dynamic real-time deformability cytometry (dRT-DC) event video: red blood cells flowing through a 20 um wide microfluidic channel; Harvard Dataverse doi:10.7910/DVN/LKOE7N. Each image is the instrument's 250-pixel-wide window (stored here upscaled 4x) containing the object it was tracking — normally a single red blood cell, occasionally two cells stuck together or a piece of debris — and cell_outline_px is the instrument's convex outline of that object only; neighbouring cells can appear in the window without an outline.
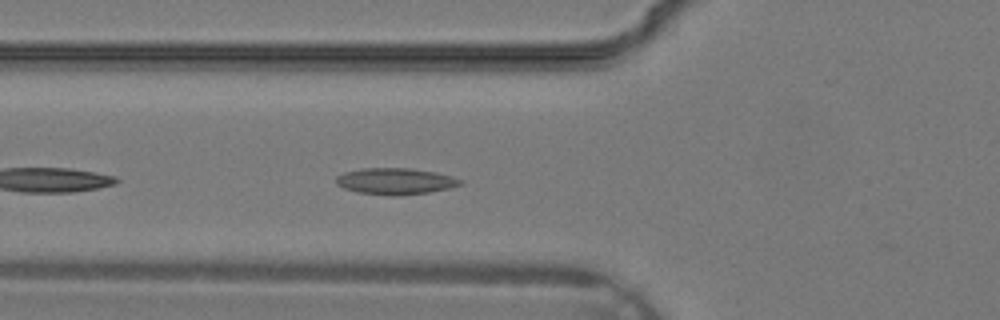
{"species": "common noctule bat (a hibernating species)", "species_latin": "Nyctalus noctula", "temperature_condition": "warm", "stored_images_in_passage": 15, "camera_frame_rate_fps": 3000, "um_per_image_px": 0.085, "animal": {"sex": "male", "body_mass_g": 19.2, "forearm_length_mm": 51.8}, "frame": {"image": 1, "passage_image": 3, "time_ms": 0.667, "image_size_px": [1000, 320], "cell_outline_px": [[464, 184], [448, 188], [428, 192], [400, 196], [396, 196], [360, 192], [344, 188], [336, 184], [336, 176], [344, 172], [360, 168], [412, 168], [436, 172], [452, 176], [464, 180]], "centroid_in_image_um": [33.64, 15.39], "position_along_channel_um": 92.2, "area_um2": 19.19}}
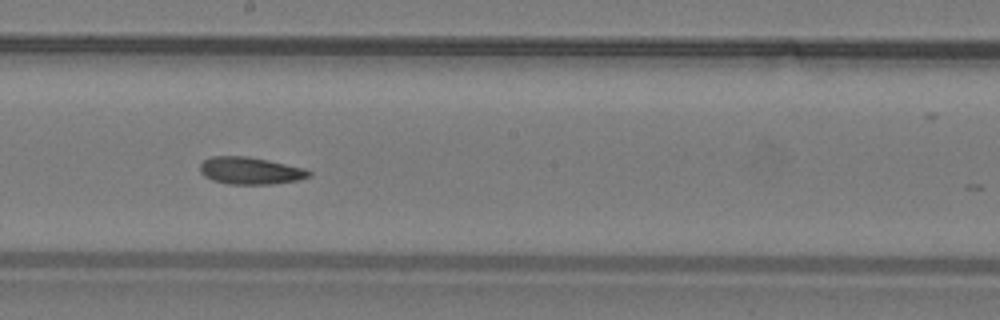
{"frame": {"image": 2, "passage_image": 10, "time_ms": 3.0, "image_size_px": [1000, 320], "cell_outline_px": [[312, 176], [296, 180], [272, 184], [228, 184], [212, 180], [204, 176], [200, 172], [200, 164], [204, 160], [212, 156], [248, 156], [268, 160], [304, 168], [312, 172]], "centroid_in_image_um": [21.26, 14.51], "position_along_channel_um": 226.9, "area_um2": 17.28}}
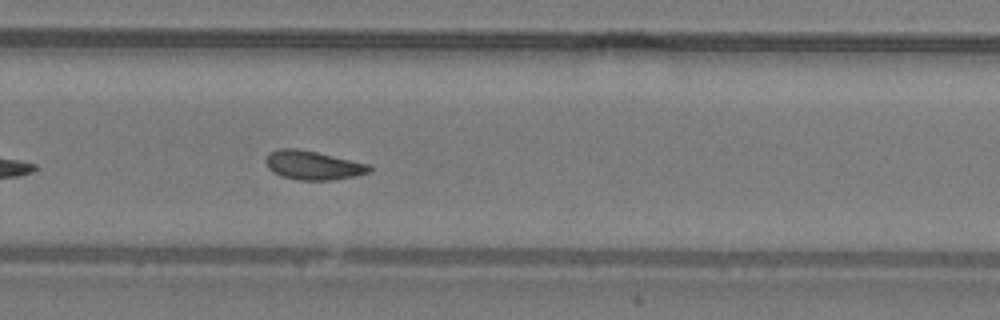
{"frame": {"image": 3, "passage_image": 14, "time_ms": 4.333, "image_size_px": [1000, 320], "cell_outline_px": [[372, 172], [356, 176], [332, 180], [300, 180], [280, 176], [272, 172], [268, 168], [264, 160], [268, 152], [280, 148], [296, 148], [316, 152], [368, 164], [372, 168]], "centroid_in_image_um": [26.57, 14.05], "position_along_channel_um": 303.2, "area_um2": 17.57}}